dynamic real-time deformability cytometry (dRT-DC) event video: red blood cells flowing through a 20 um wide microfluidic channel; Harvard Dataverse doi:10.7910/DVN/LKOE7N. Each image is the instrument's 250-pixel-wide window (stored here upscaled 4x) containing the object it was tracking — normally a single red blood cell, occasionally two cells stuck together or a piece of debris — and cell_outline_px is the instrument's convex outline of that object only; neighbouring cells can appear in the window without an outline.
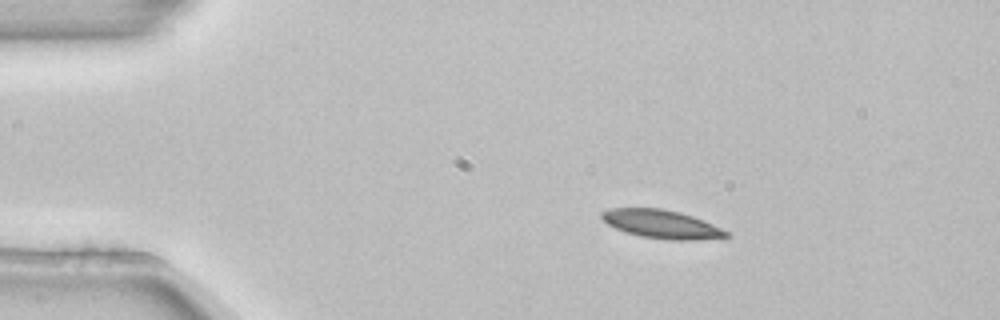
{"species": "common noctule bat (a hibernating species)", "species_latin": "Nyctalus noctula", "temperature_condition": "room temperature", "stored_images_in_passage": 4, "segment_of_instrument_passage": [1, 2], "camera_frame_rate_fps": 3000, "um_per_image_px": 0.085, "animal": {"sex": "female", "body_mass_g": 22.7, "forearm_length_mm": 54.2}, "frame": {"image": 1, "passage_image": 2, "time_ms": 0.333, "image_size_px": [1000, 320], "cell_outline_px": [[728, 236], [692, 240], [668, 240], [640, 236], [616, 228], [608, 224], [600, 216], [600, 212], [608, 208], [660, 208], [680, 212], [692, 216], [712, 224], [728, 232]], "centroid_in_image_um": [56.18, 19.04], "position_along_channel_um": 28.8, "area_um2": 20.35}}